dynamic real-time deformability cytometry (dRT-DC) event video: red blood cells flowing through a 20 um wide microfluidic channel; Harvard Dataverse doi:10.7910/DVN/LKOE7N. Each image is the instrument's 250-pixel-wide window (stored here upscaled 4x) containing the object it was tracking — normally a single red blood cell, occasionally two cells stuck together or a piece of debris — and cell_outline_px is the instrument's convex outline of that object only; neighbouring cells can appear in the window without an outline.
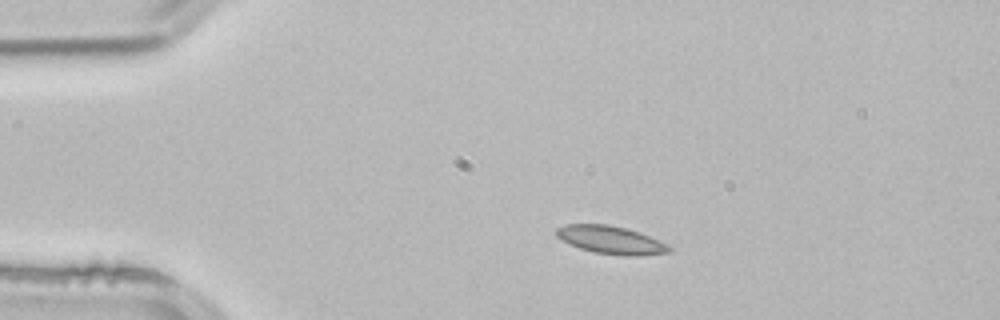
{"species": "common noctule bat (a hibernating species)", "species_latin": "Nyctalus noctula", "temperature_condition": "room temperature", "stored_images_in_passage": 2, "camera_frame_rate_fps": 3000, "um_per_image_px": 0.085, "animal": {"sex": "male", "body_mass_g": 21.5, "forearm_length_mm": 52.0}, "frame": {"image": 1, "passage_image": 1, "time_ms": 0.0, "image_size_px": [1000, 320], "cell_outline_px": [[672, 252], [636, 256], [624, 256], [596, 252], [580, 248], [556, 236], [556, 228], [568, 224], [608, 224], [624, 228], [660, 240], [668, 244], [672, 248]], "centroid_in_image_um": [51.97, 20.4], "position_along_channel_um": 33.0, "area_um2": 18.09}}